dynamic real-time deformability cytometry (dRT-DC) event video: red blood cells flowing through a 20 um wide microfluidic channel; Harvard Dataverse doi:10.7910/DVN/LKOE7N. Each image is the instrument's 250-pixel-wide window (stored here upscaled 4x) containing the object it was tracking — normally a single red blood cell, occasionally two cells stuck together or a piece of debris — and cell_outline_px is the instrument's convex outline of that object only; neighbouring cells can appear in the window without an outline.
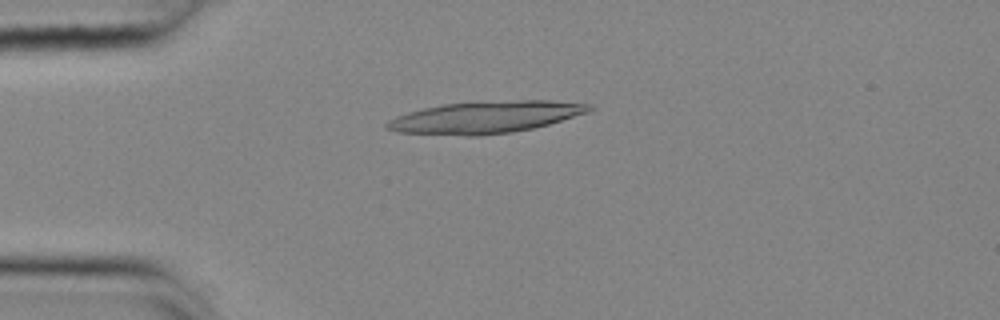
{"species": "common noctule bat (a hibernating species)", "species_latin": "Nyctalus noctula", "temperature_condition": "cold", "stored_images_in_passage": 54, "camera_frame_rate_fps": 3000, "um_per_image_px": 0.085, "animal": {"sex": "female", "body_mass_g": 25.1}, "frame": {"image": 1, "passage_image": 13, "time_ms": 4.0, "image_size_px": [1000, 320], "cell_outline_px": [[596, 108], [588, 112], [548, 124], [532, 128], [512, 132], [480, 136], [464, 136], [400, 132], [384, 128], [384, 124], [388, 120], [396, 116], [408, 112], [424, 108], [444, 104], [520, 100], [552, 100], [592, 104]], "centroid_in_image_um": [41.27, 9.97], "position_along_channel_um": 43.7, "area_um2": 37.57}}
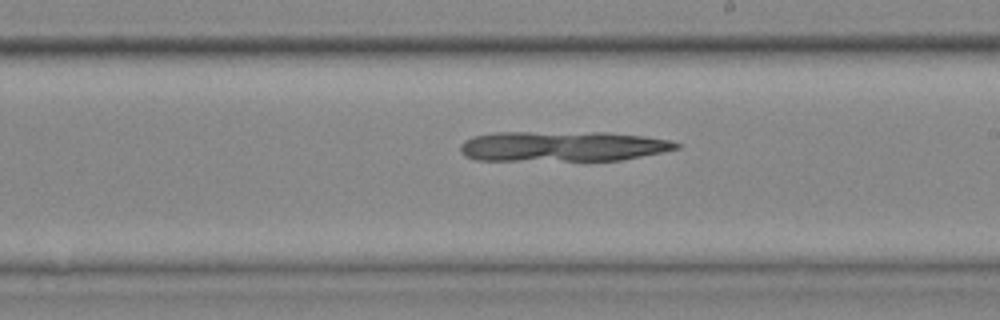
{"frame": {"image": 2, "passage_image": 31, "time_ms": 10.0, "image_size_px": [1000, 320], "cell_outline_px": [[680, 148], [620, 160], [584, 164], [476, 160], [464, 156], [460, 152], [460, 144], [464, 140], [472, 136], [496, 132], [608, 132], [644, 136], [672, 140], [680, 144]], "centroid_in_image_um": [47.77, 12.49], "position_along_channel_um": 241.2, "area_um2": 40.34}}
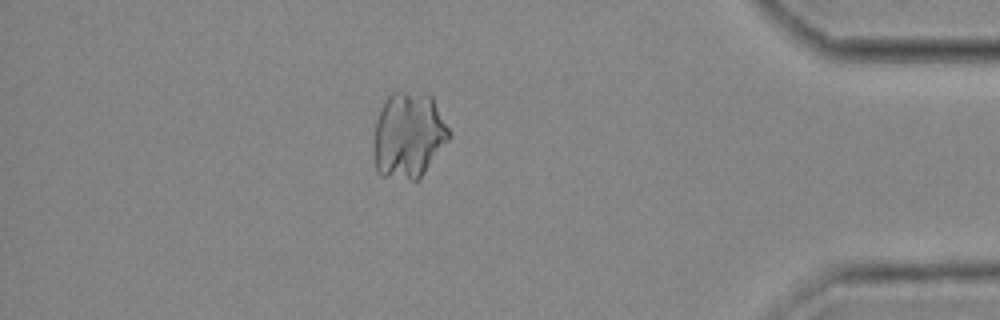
{"frame": {"image": 3, "passage_image": 47, "time_ms": 15.333, "image_size_px": [1000, 320], "cell_outline_px": [[452, 136], [424, 172], [416, 180], [412, 180], [380, 176], [376, 168], [376, 120], [380, 108], [384, 100], [392, 92], [424, 92], [432, 96], [452, 132]], "centroid_in_image_um": [34.77, 11.46], "position_along_channel_um": 400.4, "area_um2": 37.63}}